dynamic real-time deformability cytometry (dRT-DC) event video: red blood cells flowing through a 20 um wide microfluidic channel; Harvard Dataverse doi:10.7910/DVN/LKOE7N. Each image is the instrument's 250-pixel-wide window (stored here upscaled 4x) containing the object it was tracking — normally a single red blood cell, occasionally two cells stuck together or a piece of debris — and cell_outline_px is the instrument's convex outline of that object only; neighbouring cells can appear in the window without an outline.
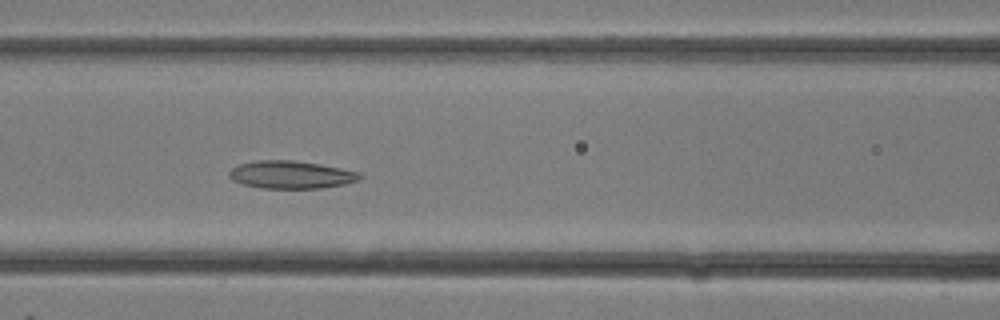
{"species": "common noctule bat (a hibernating species)", "species_latin": "Nyctalus noctula", "temperature_condition": "room temperature", "stored_images_in_passage": 28, "camera_frame_rate_fps": 3000, "um_per_image_px": 0.085, "animal": {"sex": "female"}, "frame": {"image": 1, "passage_image": 12, "time_ms": 3.667, "image_size_px": [1000, 320], "cell_outline_px": [[364, 176], [360, 180], [344, 184], [320, 188], [260, 188], [240, 184], [232, 180], [228, 176], [228, 172], [232, 168], [240, 164], [256, 160], [292, 160], [320, 164], [360, 172]], "centroid_in_image_um": [24.73, 14.85], "position_along_channel_um": 141.9, "area_um2": 21.27}}
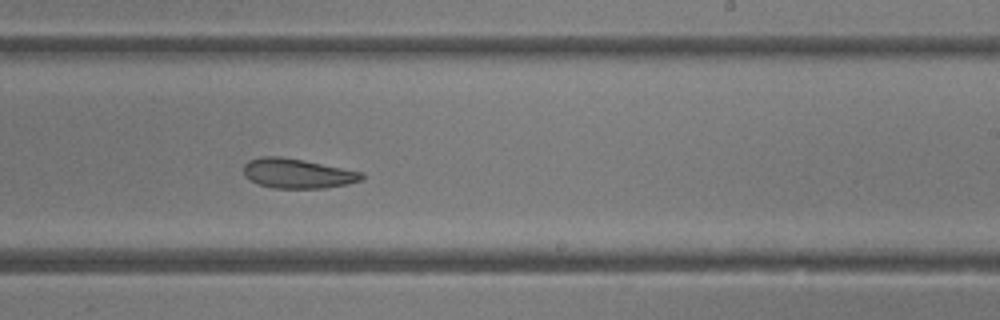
{"frame": {"image": 2, "passage_image": 17, "time_ms": 5.333, "image_size_px": [1000, 320], "cell_outline_px": [[364, 180], [348, 184], [324, 188], [272, 188], [260, 184], [244, 176], [244, 164], [248, 160], [260, 156], [280, 156], [304, 160], [364, 172]], "centroid_in_image_um": [25.32, 14.73], "position_along_channel_um": 263.7, "area_um2": 20.58}}
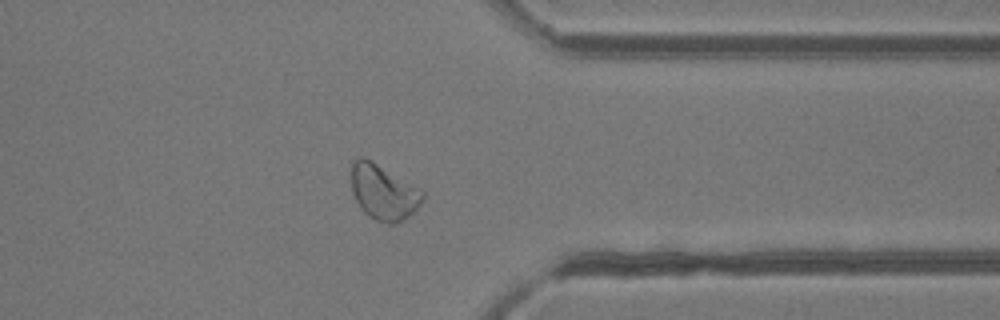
{"frame": {"image": 3, "passage_image": 22, "time_ms": 7.0, "image_size_px": [1000, 320], "cell_outline_px": [[424, 196], [420, 204], [404, 220], [392, 224], [388, 224], [376, 220], [364, 212], [360, 208], [352, 192], [352, 160], [356, 156], [364, 156], [372, 160], [424, 192]], "centroid_in_image_um": [32.55, 16.32], "position_along_channel_um": 378.8, "area_um2": 22.77}}